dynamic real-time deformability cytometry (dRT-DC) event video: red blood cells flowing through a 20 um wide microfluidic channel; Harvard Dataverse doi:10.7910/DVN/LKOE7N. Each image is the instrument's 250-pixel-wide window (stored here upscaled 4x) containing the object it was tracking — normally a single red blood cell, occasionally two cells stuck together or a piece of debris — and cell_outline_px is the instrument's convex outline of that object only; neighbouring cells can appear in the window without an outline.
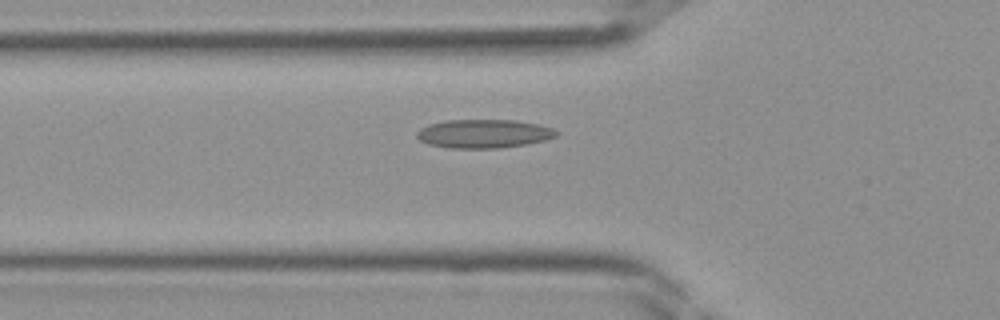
{"species": "Egyptian fruit bat (a non-hibernating species)", "species_latin": "Rousettus aegyptiacus", "temperature_condition": "room temperature", "stored_images_in_passage": 41, "camera_frame_rate_fps": 3000, "um_per_image_px": 0.085, "frame": {"image": 1, "passage_image": 14, "time_ms": 4.333, "image_size_px": [1000, 320], "cell_outline_px": [[560, 132], [556, 136], [544, 140], [524, 144], [500, 148], [448, 148], [428, 144], [420, 140], [416, 136], [416, 132], [420, 128], [428, 124], [444, 120], [516, 120], [536, 124], [552, 128]], "centroid_in_image_um": [41.08, 11.36], "position_along_channel_um": 84.7, "area_um2": 23.29}}
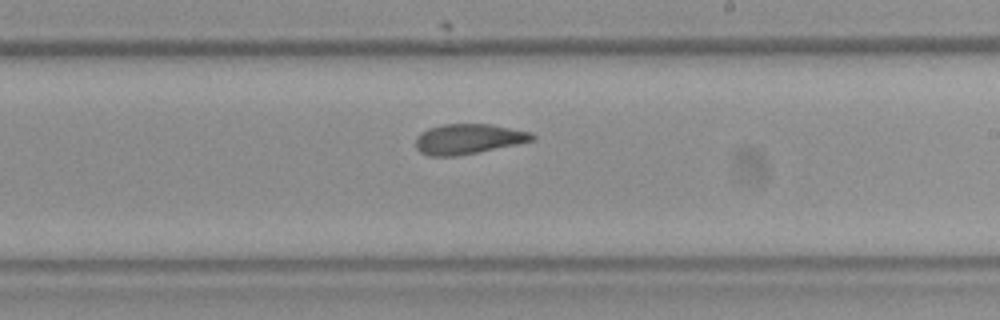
{"frame": {"image": 2, "passage_image": 24, "time_ms": 7.667, "image_size_px": [1000, 320], "cell_outline_px": [[536, 140], [456, 156], [428, 156], [420, 152], [416, 148], [416, 136], [420, 132], [428, 128], [444, 124], [492, 124], [532, 132], [536, 136]], "centroid_in_image_um": [39.8, 11.8], "position_along_channel_um": 249.2, "area_um2": 20.52}}
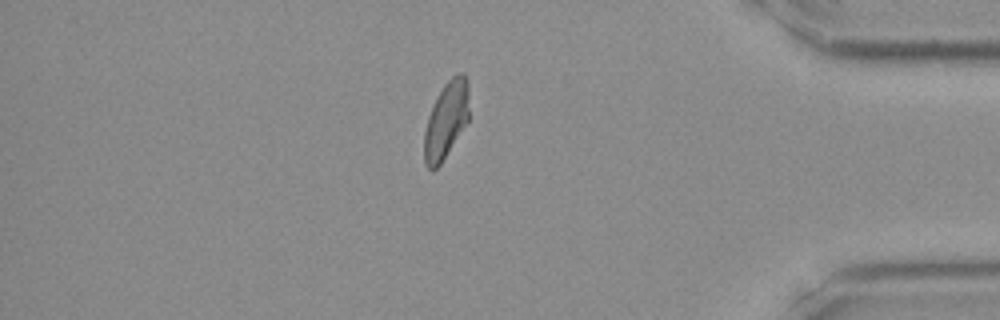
{"frame": {"image": 3, "passage_image": 35, "time_ms": 11.333, "image_size_px": [1000, 320], "cell_outline_px": [[468, 120], [440, 164], [432, 172], [424, 164], [424, 132], [428, 116], [432, 104], [444, 84], [456, 72], [464, 72], [468, 80]], "centroid_in_image_um": [37.9, 10.18], "position_along_channel_um": 397.3, "area_um2": 20.11}}